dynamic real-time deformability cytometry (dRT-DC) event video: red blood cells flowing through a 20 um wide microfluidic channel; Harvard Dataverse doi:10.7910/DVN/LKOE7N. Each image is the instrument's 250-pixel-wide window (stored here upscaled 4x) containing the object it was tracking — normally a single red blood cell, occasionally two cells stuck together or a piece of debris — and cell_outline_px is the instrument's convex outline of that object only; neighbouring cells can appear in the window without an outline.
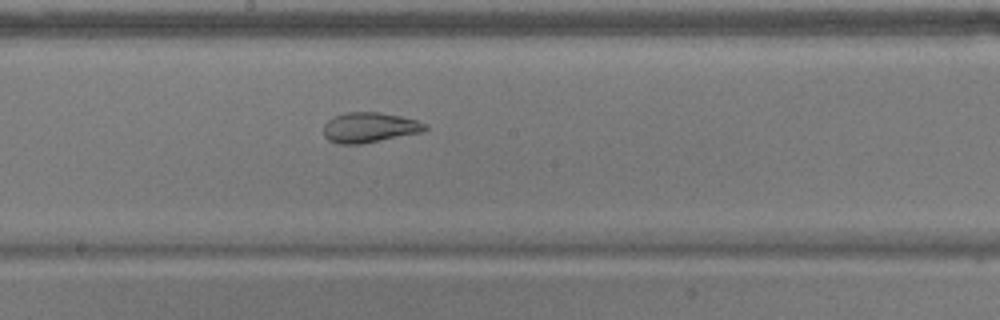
{"species": "common noctule bat (a hibernating species)", "species_latin": "Nyctalus noctula", "temperature_condition": "warm", "stored_images_in_passage": 55, "camera_frame_rate_fps": 3000, "um_per_image_px": 0.085, "animal": {"sex": "male", "body_mass_g": 17.9}, "frame": {"image": 1, "passage_image": 29, "time_ms": 9.333, "image_size_px": [1000, 320], "cell_outline_px": [[428, 128], [424, 132], [360, 144], [340, 144], [328, 140], [324, 136], [324, 124], [332, 116], [348, 112], [380, 112], [400, 116], [416, 120], [428, 124]], "centroid_in_image_um": [31.42, 10.83], "position_along_channel_um": 216.8, "area_um2": 17.98}}
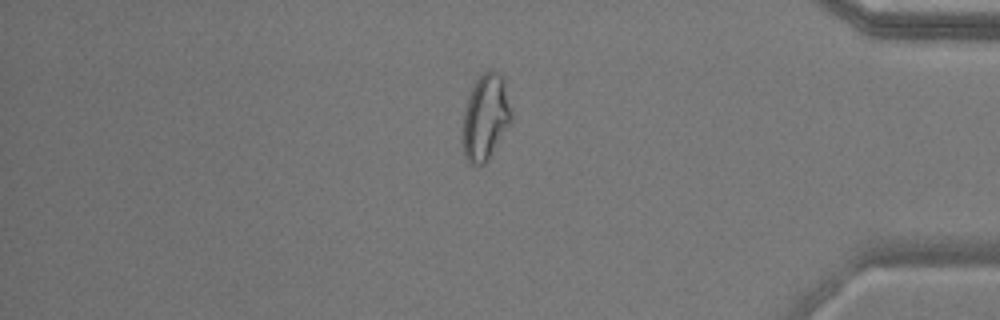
{"frame": {"image": 2, "passage_image": 46, "time_ms": 15.0, "image_size_px": [1000, 320], "cell_outline_px": [[512, 120], [488, 160], [484, 164], [472, 164], [464, 156], [460, 140], [460, 132], [464, 108], [472, 88], [476, 80], [488, 68], [492, 68], [500, 72], [504, 80], [512, 116]], "centroid_in_image_um": [41.23, 9.96], "position_along_channel_um": 394.0, "area_um2": 24.85}}
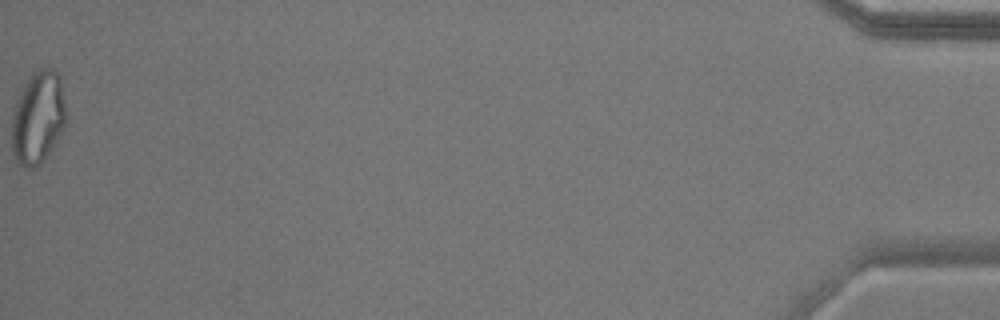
{"frame": {"image": 3, "passage_image": 55, "time_ms": 18.0, "image_size_px": [1000, 320], "cell_outline_px": [[64, 124], [60, 132], [48, 152], [40, 164], [36, 168], [24, 168], [16, 160], [12, 152], [12, 116], [16, 100], [24, 84], [32, 72], [40, 68], [52, 68], [60, 76], [64, 108]], "centroid_in_image_um": [3.18, 9.98], "position_along_channel_um": 432.0, "area_um2": 28.78}, "authors_computed_cell_mechanics": {"area_um2": 24.4494, "velocity_mm_per_s": 3.6656, "shape_relaxation_time_tau1_ms": null, "shape_relaxation_time_tau2_ms": 1.4623, "deformation_change_tau1": null, "deformation_change_tau2": 0.0762}}